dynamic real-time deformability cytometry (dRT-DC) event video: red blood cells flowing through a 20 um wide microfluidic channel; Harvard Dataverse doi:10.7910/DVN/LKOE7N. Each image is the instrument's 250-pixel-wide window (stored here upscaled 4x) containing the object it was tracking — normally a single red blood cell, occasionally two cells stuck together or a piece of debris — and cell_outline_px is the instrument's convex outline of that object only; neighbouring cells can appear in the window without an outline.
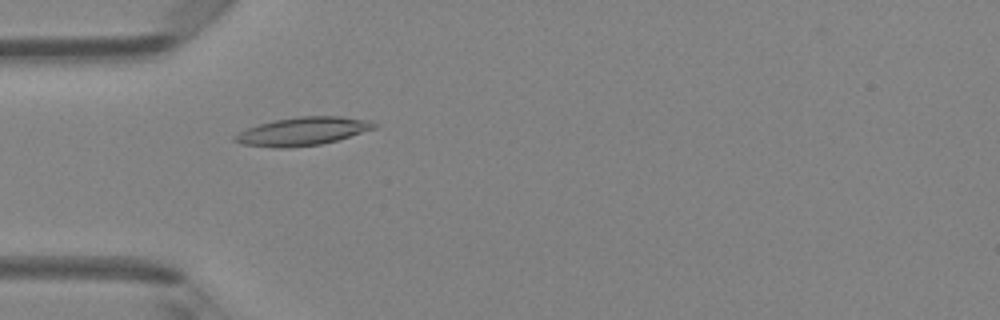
{"species": "Egyptian fruit bat (a non-hibernating species)", "species_latin": "Rousettus aegyptiacus", "temperature_condition": "room temperature", "stored_images_in_passage": 49, "camera_frame_rate_fps": 3000, "um_per_image_px": 0.085, "animal": {"sex": "female"}, "frame": {"image": 1, "passage_image": 15, "time_ms": 4.667, "image_size_px": [1000, 320], "cell_outline_px": [[380, 124], [376, 128], [336, 140], [320, 144], [288, 148], [272, 148], [244, 144], [232, 140], [232, 136], [248, 128], [272, 120], [300, 116], [340, 116], [368, 120]], "centroid_in_image_um": [25.72, 11.16], "position_along_channel_um": 59.3, "area_um2": 22.89}}
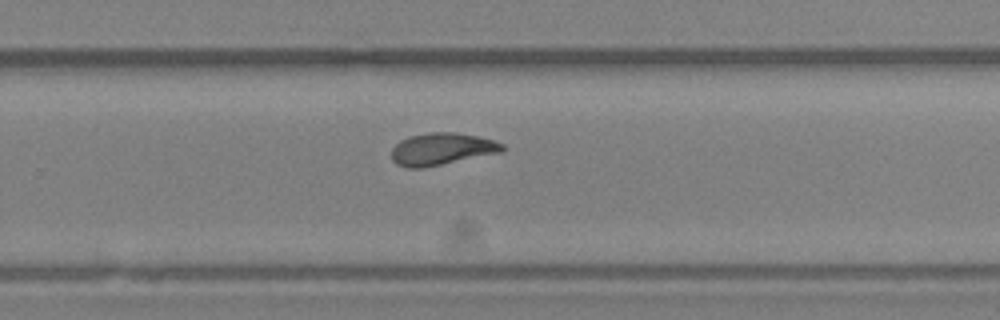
{"frame": {"image": 2, "passage_image": 32, "time_ms": 10.333, "image_size_px": [1000, 320], "cell_outline_px": [[504, 152], [420, 168], [408, 168], [396, 164], [392, 160], [392, 148], [400, 140], [408, 136], [428, 132], [456, 132], [476, 136], [492, 140], [504, 144]], "centroid_in_image_um": [37.54, 12.66], "position_along_channel_um": 292.3, "area_um2": 20.75}}
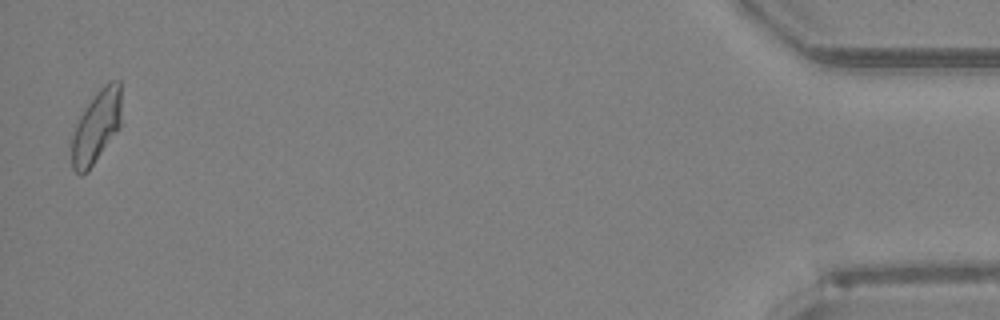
{"frame": {"image": 3, "passage_image": 48, "time_ms": 15.667, "image_size_px": [1000, 320], "cell_outline_px": [[120, 128], [88, 172], [80, 176], [72, 168], [72, 136], [76, 124], [84, 108], [96, 92], [108, 80], [120, 80]], "centroid_in_image_um": [8.19, 10.78], "position_along_channel_um": 427.0, "area_um2": 21.15}, "authors_computed_cell_mechanics": {"area_um2": 20.7502, "velocity_mm_per_s": 4.1923, "shape_relaxation_time_tau1_ms": 6.26, "shape_relaxation_time_tau2_ms": 2.2069, "deformation_change_tau1": 0.1855, "deformation_change_tau2": 0.0792}}